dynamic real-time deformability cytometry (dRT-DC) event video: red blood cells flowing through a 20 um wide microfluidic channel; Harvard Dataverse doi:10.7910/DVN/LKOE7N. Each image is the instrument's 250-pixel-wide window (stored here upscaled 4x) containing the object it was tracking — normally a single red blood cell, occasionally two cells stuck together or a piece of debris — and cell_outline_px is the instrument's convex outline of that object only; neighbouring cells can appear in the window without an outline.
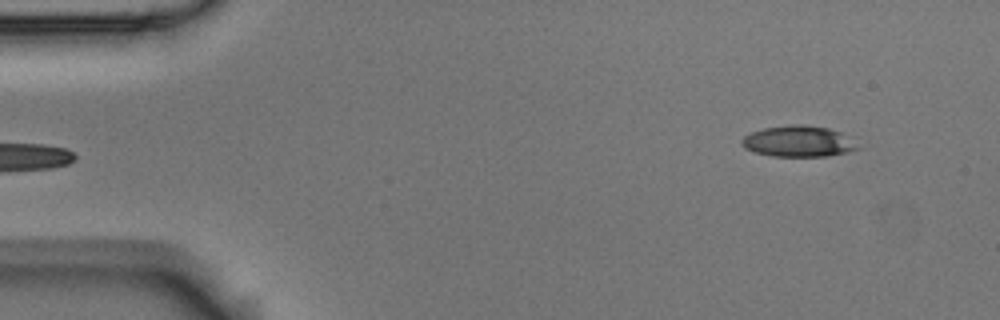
{"species": "Egyptian fruit bat (a non-hibernating species)", "species_latin": "Rousettus aegyptiacus", "temperature_condition": "room temperature", "stored_images_in_passage": 6, "segment_of_instrument_passage": [2, 2], "camera_frame_rate_fps": 3000, "um_per_image_px": 0.085, "animal": {"sex": "male"}, "frame": {"image": 1, "passage_image": 6, "time_ms": 1.667, "image_size_px": [1000, 320], "cell_outline_px": [[864, 148], [848, 152], [828, 156], [772, 156], [756, 152], [744, 148], [740, 140], [744, 136], [752, 132], [764, 128], [788, 124], [804, 124], [828, 128], [840, 132]], "centroid_in_image_um": [67.89, 12.01], "position_along_channel_um": 17.1, "area_um2": 21.1}}